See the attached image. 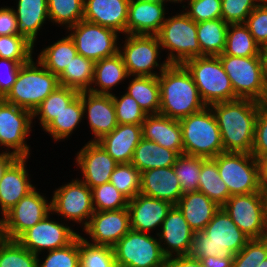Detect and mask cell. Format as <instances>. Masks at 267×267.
<instances>
[{
	"mask_svg": "<svg viewBox=\"0 0 267 267\" xmlns=\"http://www.w3.org/2000/svg\"><path fill=\"white\" fill-rule=\"evenodd\" d=\"M261 102L236 99L211 104L225 152L251 153Z\"/></svg>",
	"mask_w": 267,
	"mask_h": 267,
	"instance_id": "1",
	"label": "cell"
},
{
	"mask_svg": "<svg viewBox=\"0 0 267 267\" xmlns=\"http://www.w3.org/2000/svg\"><path fill=\"white\" fill-rule=\"evenodd\" d=\"M160 111L174 120H181L206 107L192 75L183 64H170L159 76Z\"/></svg>",
	"mask_w": 267,
	"mask_h": 267,
	"instance_id": "2",
	"label": "cell"
},
{
	"mask_svg": "<svg viewBox=\"0 0 267 267\" xmlns=\"http://www.w3.org/2000/svg\"><path fill=\"white\" fill-rule=\"evenodd\" d=\"M249 240L220 207L203 231L194 232L188 256L202 260L206 257L235 255Z\"/></svg>",
	"mask_w": 267,
	"mask_h": 267,
	"instance_id": "3",
	"label": "cell"
},
{
	"mask_svg": "<svg viewBox=\"0 0 267 267\" xmlns=\"http://www.w3.org/2000/svg\"><path fill=\"white\" fill-rule=\"evenodd\" d=\"M167 14L157 34L163 55L169 64H184L187 60L202 56L198 41L197 23L180 8ZM174 13V14H173ZM165 51V52H164Z\"/></svg>",
	"mask_w": 267,
	"mask_h": 267,
	"instance_id": "4",
	"label": "cell"
},
{
	"mask_svg": "<svg viewBox=\"0 0 267 267\" xmlns=\"http://www.w3.org/2000/svg\"><path fill=\"white\" fill-rule=\"evenodd\" d=\"M121 36L118 53L129 76L158 77L170 65L166 59L162 60L163 51L157 35Z\"/></svg>",
	"mask_w": 267,
	"mask_h": 267,
	"instance_id": "5",
	"label": "cell"
},
{
	"mask_svg": "<svg viewBox=\"0 0 267 267\" xmlns=\"http://www.w3.org/2000/svg\"><path fill=\"white\" fill-rule=\"evenodd\" d=\"M58 76L47 70L35 57L23 64L12 89L3 98L6 102L31 111L59 87Z\"/></svg>",
	"mask_w": 267,
	"mask_h": 267,
	"instance_id": "6",
	"label": "cell"
},
{
	"mask_svg": "<svg viewBox=\"0 0 267 267\" xmlns=\"http://www.w3.org/2000/svg\"><path fill=\"white\" fill-rule=\"evenodd\" d=\"M179 122L184 155L207 159L224 152L221 133L210 106L182 118Z\"/></svg>",
	"mask_w": 267,
	"mask_h": 267,
	"instance_id": "7",
	"label": "cell"
},
{
	"mask_svg": "<svg viewBox=\"0 0 267 267\" xmlns=\"http://www.w3.org/2000/svg\"><path fill=\"white\" fill-rule=\"evenodd\" d=\"M192 75L206 106L239 99L218 56H200L183 64Z\"/></svg>",
	"mask_w": 267,
	"mask_h": 267,
	"instance_id": "8",
	"label": "cell"
},
{
	"mask_svg": "<svg viewBox=\"0 0 267 267\" xmlns=\"http://www.w3.org/2000/svg\"><path fill=\"white\" fill-rule=\"evenodd\" d=\"M55 187L51 197V209L56 217L83 230L95 212L91 188L77 176ZM72 221V222H71Z\"/></svg>",
	"mask_w": 267,
	"mask_h": 267,
	"instance_id": "9",
	"label": "cell"
},
{
	"mask_svg": "<svg viewBox=\"0 0 267 267\" xmlns=\"http://www.w3.org/2000/svg\"><path fill=\"white\" fill-rule=\"evenodd\" d=\"M213 159L230 196L265 191L261 184L260 163L251 153L224 151Z\"/></svg>",
	"mask_w": 267,
	"mask_h": 267,
	"instance_id": "10",
	"label": "cell"
},
{
	"mask_svg": "<svg viewBox=\"0 0 267 267\" xmlns=\"http://www.w3.org/2000/svg\"><path fill=\"white\" fill-rule=\"evenodd\" d=\"M218 57L230 79L235 95L239 99L262 102L267 88L262 56L236 57L222 53Z\"/></svg>",
	"mask_w": 267,
	"mask_h": 267,
	"instance_id": "11",
	"label": "cell"
},
{
	"mask_svg": "<svg viewBox=\"0 0 267 267\" xmlns=\"http://www.w3.org/2000/svg\"><path fill=\"white\" fill-rule=\"evenodd\" d=\"M32 112L0 98V151L31 158L28 139L35 130Z\"/></svg>",
	"mask_w": 267,
	"mask_h": 267,
	"instance_id": "12",
	"label": "cell"
},
{
	"mask_svg": "<svg viewBox=\"0 0 267 267\" xmlns=\"http://www.w3.org/2000/svg\"><path fill=\"white\" fill-rule=\"evenodd\" d=\"M114 256L120 267H166L167 257L156 234L130 230L114 246Z\"/></svg>",
	"mask_w": 267,
	"mask_h": 267,
	"instance_id": "13",
	"label": "cell"
},
{
	"mask_svg": "<svg viewBox=\"0 0 267 267\" xmlns=\"http://www.w3.org/2000/svg\"><path fill=\"white\" fill-rule=\"evenodd\" d=\"M250 239L267 237V192L230 196L222 206Z\"/></svg>",
	"mask_w": 267,
	"mask_h": 267,
	"instance_id": "14",
	"label": "cell"
},
{
	"mask_svg": "<svg viewBox=\"0 0 267 267\" xmlns=\"http://www.w3.org/2000/svg\"><path fill=\"white\" fill-rule=\"evenodd\" d=\"M64 32L74 41L77 53L94 62L119 51L121 34L114 29L81 20Z\"/></svg>",
	"mask_w": 267,
	"mask_h": 267,
	"instance_id": "15",
	"label": "cell"
},
{
	"mask_svg": "<svg viewBox=\"0 0 267 267\" xmlns=\"http://www.w3.org/2000/svg\"><path fill=\"white\" fill-rule=\"evenodd\" d=\"M53 212L49 213L40 222L25 231L17 241L30 252L39 255L41 253L66 247L79 235L78 228L62 219L53 218Z\"/></svg>",
	"mask_w": 267,
	"mask_h": 267,
	"instance_id": "16",
	"label": "cell"
},
{
	"mask_svg": "<svg viewBox=\"0 0 267 267\" xmlns=\"http://www.w3.org/2000/svg\"><path fill=\"white\" fill-rule=\"evenodd\" d=\"M37 187L2 216L4 239L17 240L52 212L51 199Z\"/></svg>",
	"mask_w": 267,
	"mask_h": 267,
	"instance_id": "17",
	"label": "cell"
},
{
	"mask_svg": "<svg viewBox=\"0 0 267 267\" xmlns=\"http://www.w3.org/2000/svg\"><path fill=\"white\" fill-rule=\"evenodd\" d=\"M130 230V213L127 207L95 211L80 236L91 244L113 247Z\"/></svg>",
	"mask_w": 267,
	"mask_h": 267,
	"instance_id": "18",
	"label": "cell"
},
{
	"mask_svg": "<svg viewBox=\"0 0 267 267\" xmlns=\"http://www.w3.org/2000/svg\"><path fill=\"white\" fill-rule=\"evenodd\" d=\"M76 175L91 189L108 183L110 176L119 164L116 162L98 142H86L77 153L74 154Z\"/></svg>",
	"mask_w": 267,
	"mask_h": 267,
	"instance_id": "19",
	"label": "cell"
},
{
	"mask_svg": "<svg viewBox=\"0 0 267 267\" xmlns=\"http://www.w3.org/2000/svg\"><path fill=\"white\" fill-rule=\"evenodd\" d=\"M82 107L88 132L92 135L88 142H97L118 126L112 95L83 91Z\"/></svg>",
	"mask_w": 267,
	"mask_h": 267,
	"instance_id": "20",
	"label": "cell"
},
{
	"mask_svg": "<svg viewBox=\"0 0 267 267\" xmlns=\"http://www.w3.org/2000/svg\"><path fill=\"white\" fill-rule=\"evenodd\" d=\"M28 157H17L0 179V215L3 216L37 185L27 168ZM30 173V174H29ZM34 182V184H33Z\"/></svg>",
	"mask_w": 267,
	"mask_h": 267,
	"instance_id": "21",
	"label": "cell"
},
{
	"mask_svg": "<svg viewBox=\"0 0 267 267\" xmlns=\"http://www.w3.org/2000/svg\"><path fill=\"white\" fill-rule=\"evenodd\" d=\"M172 206L167 201L139 193L128 202L130 229L153 235L156 233L158 235L162 222L167 217Z\"/></svg>",
	"mask_w": 267,
	"mask_h": 267,
	"instance_id": "22",
	"label": "cell"
},
{
	"mask_svg": "<svg viewBox=\"0 0 267 267\" xmlns=\"http://www.w3.org/2000/svg\"><path fill=\"white\" fill-rule=\"evenodd\" d=\"M194 231L190 228L182 212L176 205L169 210L162 222L158 239L163 254L167 258L188 255Z\"/></svg>",
	"mask_w": 267,
	"mask_h": 267,
	"instance_id": "23",
	"label": "cell"
},
{
	"mask_svg": "<svg viewBox=\"0 0 267 267\" xmlns=\"http://www.w3.org/2000/svg\"><path fill=\"white\" fill-rule=\"evenodd\" d=\"M168 2L130 0L126 34L157 35L169 13Z\"/></svg>",
	"mask_w": 267,
	"mask_h": 267,
	"instance_id": "24",
	"label": "cell"
},
{
	"mask_svg": "<svg viewBox=\"0 0 267 267\" xmlns=\"http://www.w3.org/2000/svg\"><path fill=\"white\" fill-rule=\"evenodd\" d=\"M130 0H84L83 20L126 34Z\"/></svg>",
	"mask_w": 267,
	"mask_h": 267,
	"instance_id": "25",
	"label": "cell"
},
{
	"mask_svg": "<svg viewBox=\"0 0 267 267\" xmlns=\"http://www.w3.org/2000/svg\"><path fill=\"white\" fill-rule=\"evenodd\" d=\"M140 194L176 205L183 193L174 167L143 171Z\"/></svg>",
	"mask_w": 267,
	"mask_h": 267,
	"instance_id": "26",
	"label": "cell"
},
{
	"mask_svg": "<svg viewBox=\"0 0 267 267\" xmlns=\"http://www.w3.org/2000/svg\"><path fill=\"white\" fill-rule=\"evenodd\" d=\"M142 138L183 155L182 128L179 120L162 114H151L141 124Z\"/></svg>",
	"mask_w": 267,
	"mask_h": 267,
	"instance_id": "27",
	"label": "cell"
},
{
	"mask_svg": "<svg viewBox=\"0 0 267 267\" xmlns=\"http://www.w3.org/2000/svg\"><path fill=\"white\" fill-rule=\"evenodd\" d=\"M14 6L10 7L14 10L17 18V24L20 35L26 37L36 47L38 45V36L44 25L50 22L48 16L47 0H15ZM44 27V28H43ZM37 43V45H36Z\"/></svg>",
	"mask_w": 267,
	"mask_h": 267,
	"instance_id": "28",
	"label": "cell"
},
{
	"mask_svg": "<svg viewBox=\"0 0 267 267\" xmlns=\"http://www.w3.org/2000/svg\"><path fill=\"white\" fill-rule=\"evenodd\" d=\"M142 139V127L136 124H118L97 142L119 164L131 163L133 153Z\"/></svg>",
	"mask_w": 267,
	"mask_h": 267,
	"instance_id": "29",
	"label": "cell"
},
{
	"mask_svg": "<svg viewBox=\"0 0 267 267\" xmlns=\"http://www.w3.org/2000/svg\"><path fill=\"white\" fill-rule=\"evenodd\" d=\"M128 77L126 66L119 53L103 58L94 64V78L89 92L113 95L119 89V85L126 84L124 82L128 80Z\"/></svg>",
	"mask_w": 267,
	"mask_h": 267,
	"instance_id": "30",
	"label": "cell"
},
{
	"mask_svg": "<svg viewBox=\"0 0 267 267\" xmlns=\"http://www.w3.org/2000/svg\"><path fill=\"white\" fill-rule=\"evenodd\" d=\"M176 206L194 232L203 231L220 208L214 201L199 191L185 193Z\"/></svg>",
	"mask_w": 267,
	"mask_h": 267,
	"instance_id": "31",
	"label": "cell"
},
{
	"mask_svg": "<svg viewBox=\"0 0 267 267\" xmlns=\"http://www.w3.org/2000/svg\"><path fill=\"white\" fill-rule=\"evenodd\" d=\"M84 125L82 92L43 130L54 143L70 140L72 135Z\"/></svg>",
	"mask_w": 267,
	"mask_h": 267,
	"instance_id": "32",
	"label": "cell"
},
{
	"mask_svg": "<svg viewBox=\"0 0 267 267\" xmlns=\"http://www.w3.org/2000/svg\"><path fill=\"white\" fill-rule=\"evenodd\" d=\"M179 156L176 151L142 138L134 150L131 164L142 173L145 170L174 166Z\"/></svg>",
	"mask_w": 267,
	"mask_h": 267,
	"instance_id": "33",
	"label": "cell"
},
{
	"mask_svg": "<svg viewBox=\"0 0 267 267\" xmlns=\"http://www.w3.org/2000/svg\"><path fill=\"white\" fill-rule=\"evenodd\" d=\"M65 36L42 47L39 53H35L37 60L50 72L59 76L72 59L78 54L74 41L65 32Z\"/></svg>",
	"mask_w": 267,
	"mask_h": 267,
	"instance_id": "34",
	"label": "cell"
},
{
	"mask_svg": "<svg viewBox=\"0 0 267 267\" xmlns=\"http://www.w3.org/2000/svg\"><path fill=\"white\" fill-rule=\"evenodd\" d=\"M124 91L134 98L147 114H159L160 87L158 77L129 76ZM126 87V88H125Z\"/></svg>",
	"mask_w": 267,
	"mask_h": 267,
	"instance_id": "35",
	"label": "cell"
},
{
	"mask_svg": "<svg viewBox=\"0 0 267 267\" xmlns=\"http://www.w3.org/2000/svg\"><path fill=\"white\" fill-rule=\"evenodd\" d=\"M79 94L72 88L57 87L32 113L33 126L38 123L43 131Z\"/></svg>",
	"mask_w": 267,
	"mask_h": 267,
	"instance_id": "36",
	"label": "cell"
},
{
	"mask_svg": "<svg viewBox=\"0 0 267 267\" xmlns=\"http://www.w3.org/2000/svg\"><path fill=\"white\" fill-rule=\"evenodd\" d=\"M228 26L222 18L197 23L202 56H219L223 53Z\"/></svg>",
	"mask_w": 267,
	"mask_h": 267,
	"instance_id": "37",
	"label": "cell"
},
{
	"mask_svg": "<svg viewBox=\"0 0 267 267\" xmlns=\"http://www.w3.org/2000/svg\"><path fill=\"white\" fill-rule=\"evenodd\" d=\"M94 64L93 60L77 54L58 76L59 85L79 92L89 91L94 78Z\"/></svg>",
	"mask_w": 267,
	"mask_h": 267,
	"instance_id": "38",
	"label": "cell"
},
{
	"mask_svg": "<svg viewBox=\"0 0 267 267\" xmlns=\"http://www.w3.org/2000/svg\"><path fill=\"white\" fill-rule=\"evenodd\" d=\"M199 192L222 207L230 197L229 190L220 178L217 163L213 158H203L201 174L199 176Z\"/></svg>",
	"mask_w": 267,
	"mask_h": 267,
	"instance_id": "39",
	"label": "cell"
},
{
	"mask_svg": "<svg viewBox=\"0 0 267 267\" xmlns=\"http://www.w3.org/2000/svg\"><path fill=\"white\" fill-rule=\"evenodd\" d=\"M261 49L244 23L229 24L223 54L255 57L261 56Z\"/></svg>",
	"mask_w": 267,
	"mask_h": 267,
	"instance_id": "40",
	"label": "cell"
},
{
	"mask_svg": "<svg viewBox=\"0 0 267 267\" xmlns=\"http://www.w3.org/2000/svg\"><path fill=\"white\" fill-rule=\"evenodd\" d=\"M48 16L52 25L63 30L83 20L84 0H47Z\"/></svg>",
	"mask_w": 267,
	"mask_h": 267,
	"instance_id": "41",
	"label": "cell"
},
{
	"mask_svg": "<svg viewBox=\"0 0 267 267\" xmlns=\"http://www.w3.org/2000/svg\"><path fill=\"white\" fill-rule=\"evenodd\" d=\"M36 46L22 35L0 36V58L28 63L35 57Z\"/></svg>",
	"mask_w": 267,
	"mask_h": 267,
	"instance_id": "42",
	"label": "cell"
},
{
	"mask_svg": "<svg viewBox=\"0 0 267 267\" xmlns=\"http://www.w3.org/2000/svg\"><path fill=\"white\" fill-rule=\"evenodd\" d=\"M202 157L180 155L174 164L182 193L198 191Z\"/></svg>",
	"mask_w": 267,
	"mask_h": 267,
	"instance_id": "43",
	"label": "cell"
},
{
	"mask_svg": "<svg viewBox=\"0 0 267 267\" xmlns=\"http://www.w3.org/2000/svg\"><path fill=\"white\" fill-rule=\"evenodd\" d=\"M80 267H116L113 247L95 245L79 235Z\"/></svg>",
	"mask_w": 267,
	"mask_h": 267,
	"instance_id": "44",
	"label": "cell"
},
{
	"mask_svg": "<svg viewBox=\"0 0 267 267\" xmlns=\"http://www.w3.org/2000/svg\"><path fill=\"white\" fill-rule=\"evenodd\" d=\"M109 182L130 200L140 193L141 172L131 163H120L111 174Z\"/></svg>",
	"mask_w": 267,
	"mask_h": 267,
	"instance_id": "45",
	"label": "cell"
},
{
	"mask_svg": "<svg viewBox=\"0 0 267 267\" xmlns=\"http://www.w3.org/2000/svg\"><path fill=\"white\" fill-rule=\"evenodd\" d=\"M0 267H37V255L17 240L4 239L0 243Z\"/></svg>",
	"mask_w": 267,
	"mask_h": 267,
	"instance_id": "46",
	"label": "cell"
},
{
	"mask_svg": "<svg viewBox=\"0 0 267 267\" xmlns=\"http://www.w3.org/2000/svg\"><path fill=\"white\" fill-rule=\"evenodd\" d=\"M79 236L66 247L37 255V267H80Z\"/></svg>",
	"mask_w": 267,
	"mask_h": 267,
	"instance_id": "47",
	"label": "cell"
},
{
	"mask_svg": "<svg viewBox=\"0 0 267 267\" xmlns=\"http://www.w3.org/2000/svg\"><path fill=\"white\" fill-rule=\"evenodd\" d=\"M95 211L119 210L128 207L129 199L108 182L91 189Z\"/></svg>",
	"mask_w": 267,
	"mask_h": 267,
	"instance_id": "48",
	"label": "cell"
},
{
	"mask_svg": "<svg viewBox=\"0 0 267 267\" xmlns=\"http://www.w3.org/2000/svg\"><path fill=\"white\" fill-rule=\"evenodd\" d=\"M117 91L112 95L115 106L116 119L118 124H136L141 125L147 114L140 108L137 101L125 91Z\"/></svg>",
	"mask_w": 267,
	"mask_h": 267,
	"instance_id": "49",
	"label": "cell"
},
{
	"mask_svg": "<svg viewBox=\"0 0 267 267\" xmlns=\"http://www.w3.org/2000/svg\"><path fill=\"white\" fill-rule=\"evenodd\" d=\"M267 258V237L250 239L241 251L233 255L232 267H259Z\"/></svg>",
	"mask_w": 267,
	"mask_h": 267,
	"instance_id": "50",
	"label": "cell"
},
{
	"mask_svg": "<svg viewBox=\"0 0 267 267\" xmlns=\"http://www.w3.org/2000/svg\"><path fill=\"white\" fill-rule=\"evenodd\" d=\"M180 8L195 23L222 18L221 0H186Z\"/></svg>",
	"mask_w": 267,
	"mask_h": 267,
	"instance_id": "51",
	"label": "cell"
},
{
	"mask_svg": "<svg viewBox=\"0 0 267 267\" xmlns=\"http://www.w3.org/2000/svg\"><path fill=\"white\" fill-rule=\"evenodd\" d=\"M222 19L227 24L245 23L258 5L256 0H221Z\"/></svg>",
	"mask_w": 267,
	"mask_h": 267,
	"instance_id": "52",
	"label": "cell"
},
{
	"mask_svg": "<svg viewBox=\"0 0 267 267\" xmlns=\"http://www.w3.org/2000/svg\"><path fill=\"white\" fill-rule=\"evenodd\" d=\"M244 24L261 48L267 46V4H258Z\"/></svg>",
	"mask_w": 267,
	"mask_h": 267,
	"instance_id": "53",
	"label": "cell"
},
{
	"mask_svg": "<svg viewBox=\"0 0 267 267\" xmlns=\"http://www.w3.org/2000/svg\"><path fill=\"white\" fill-rule=\"evenodd\" d=\"M251 154L258 161L267 157V109L262 105L259 108L256 118Z\"/></svg>",
	"mask_w": 267,
	"mask_h": 267,
	"instance_id": "54",
	"label": "cell"
},
{
	"mask_svg": "<svg viewBox=\"0 0 267 267\" xmlns=\"http://www.w3.org/2000/svg\"><path fill=\"white\" fill-rule=\"evenodd\" d=\"M23 64L26 63L0 58V98H4L12 89Z\"/></svg>",
	"mask_w": 267,
	"mask_h": 267,
	"instance_id": "55",
	"label": "cell"
},
{
	"mask_svg": "<svg viewBox=\"0 0 267 267\" xmlns=\"http://www.w3.org/2000/svg\"><path fill=\"white\" fill-rule=\"evenodd\" d=\"M20 35L17 18L10 4L0 6V36Z\"/></svg>",
	"mask_w": 267,
	"mask_h": 267,
	"instance_id": "56",
	"label": "cell"
},
{
	"mask_svg": "<svg viewBox=\"0 0 267 267\" xmlns=\"http://www.w3.org/2000/svg\"><path fill=\"white\" fill-rule=\"evenodd\" d=\"M166 267H203V265L201 260L183 255L168 258Z\"/></svg>",
	"mask_w": 267,
	"mask_h": 267,
	"instance_id": "57",
	"label": "cell"
},
{
	"mask_svg": "<svg viewBox=\"0 0 267 267\" xmlns=\"http://www.w3.org/2000/svg\"><path fill=\"white\" fill-rule=\"evenodd\" d=\"M203 267H232L233 255L226 257H206L201 260Z\"/></svg>",
	"mask_w": 267,
	"mask_h": 267,
	"instance_id": "58",
	"label": "cell"
},
{
	"mask_svg": "<svg viewBox=\"0 0 267 267\" xmlns=\"http://www.w3.org/2000/svg\"><path fill=\"white\" fill-rule=\"evenodd\" d=\"M16 158L17 157L10 152L0 151V179L3 172Z\"/></svg>",
	"mask_w": 267,
	"mask_h": 267,
	"instance_id": "59",
	"label": "cell"
},
{
	"mask_svg": "<svg viewBox=\"0 0 267 267\" xmlns=\"http://www.w3.org/2000/svg\"><path fill=\"white\" fill-rule=\"evenodd\" d=\"M260 174H261V184L263 189L267 190V157L262 158L260 161Z\"/></svg>",
	"mask_w": 267,
	"mask_h": 267,
	"instance_id": "60",
	"label": "cell"
},
{
	"mask_svg": "<svg viewBox=\"0 0 267 267\" xmlns=\"http://www.w3.org/2000/svg\"><path fill=\"white\" fill-rule=\"evenodd\" d=\"M261 56L263 61L264 78L267 84V48L261 49Z\"/></svg>",
	"mask_w": 267,
	"mask_h": 267,
	"instance_id": "61",
	"label": "cell"
},
{
	"mask_svg": "<svg viewBox=\"0 0 267 267\" xmlns=\"http://www.w3.org/2000/svg\"><path fill=\"white\" fill-rule=\"evenodd\" d=\"M170 5L173 4V6H179L178 8H180V6H182L186 0H166Z\"/></svg>",
	"mask_w": 267,
	"mask_h": 267,
	"instance_id": "62",
	"label": "cell"
},
{
	"mask_svg": "<svg viewBox=\"0 0 267 267\" xmlns=\"http://www.w3.org/2000/svg\"><path fill=\"white\" fill-rule=\"evenodd\" d=\"M0 243L4 240L2 216H0Z\"/></svg>",
	"mask_w": 267,
	"mask_h": 267,
	"instance_id": "63",
	"label": "cell"
},
{
	"mask_svg": "<svg viewBox=\"0 0 267 267\" xmlns=\"http://www.w3.org/2000/svg\"><path fill=\"white\" fill-rule=\"evenodd\" d=\"M261 104L263 107H265L267 109V88H266L265 97H264L263 101L261 102Z\"/></svg>",
	"mask_w": 267,
	"mask_h": 267,
	"instance_id": "64",
	"label": "cell"
},
{
	"mask_svg": "<svg viewBox=\"0 0 267 267\" xmlns=\"http://www.w3.org/2000/svg\"><path fill=\"white\" fill-rule=\"evenodd\" d=\"M259 267H267V258L261 262Z\"/></svg>",
	"mask_w": 267,
	"mask_h": 267,
	"instance_id": "65",
	"label": "cell"
},
{
	"mask_svg": "<svg viewBox=\"0 0 267 267\" xmlns=\"http://www.w3.org/2000/svg\"><path fill=\"white\" fill-rule=\"evenodd\" d=\"M258 4H267V0H256Z\"/></svg>",
	"mask_w": 267,
	"mask_h": 267,
	"instance_id": "66",
	"label": "cell"
},
{
	"mask_svg": "<svg viewBox=\"0 0 267 267\" xmlns=\"http://www.w3.org/2000/svg\"><path fill=\"white\" fill-rule=\"evenodd\" d=\"M144 1H153V2H167L166 0H144Z\"/></svg>",
	"mask_w": 267,
	"mask_h": 267,
	"instance_id": "67",
	"label": "cell"
}]
</instances>
